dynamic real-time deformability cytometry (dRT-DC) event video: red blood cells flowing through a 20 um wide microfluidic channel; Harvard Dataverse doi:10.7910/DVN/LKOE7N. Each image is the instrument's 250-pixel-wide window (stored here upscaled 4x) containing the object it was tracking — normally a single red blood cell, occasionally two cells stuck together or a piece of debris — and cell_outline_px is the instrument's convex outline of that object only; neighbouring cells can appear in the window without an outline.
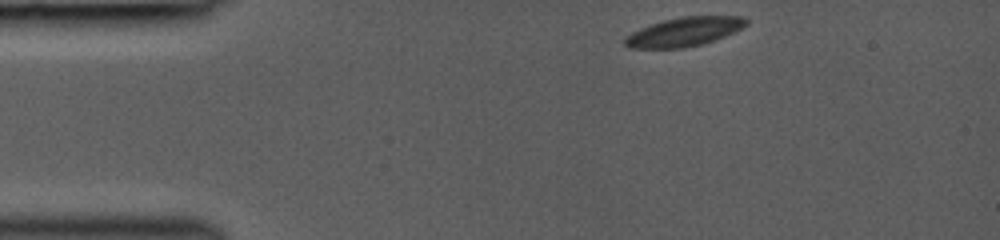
{"species": "common noctule bat (a hibernating species)", "species_latin": "Nyctalus noctula", "temperature_condition": "room temperature", "stored_images_in_passage": 14, "camera_frame_rate_fps": 3000, "um_per_image_px": 0.085, "animal": {"sex": "female", "body_mass_g": 19.0, "forearm_length_mm": 53.3}, "frame": {"image": 1, "passage_image": 1, "time_ms": 0.0, "image_size_px": [1000, 240], "cell_outline_px": [[748, 24], [724, 36], [700, 44], [684, 48], [628, 48], [624, 44], [624, 36], [640, 28], [664, 20], [684, 16], [744, 16], [748, 20]], "centroid_in_image_um": [58.12, 2.7], "position_along_channel_um": 26.9, "area_um2": 20.29}}
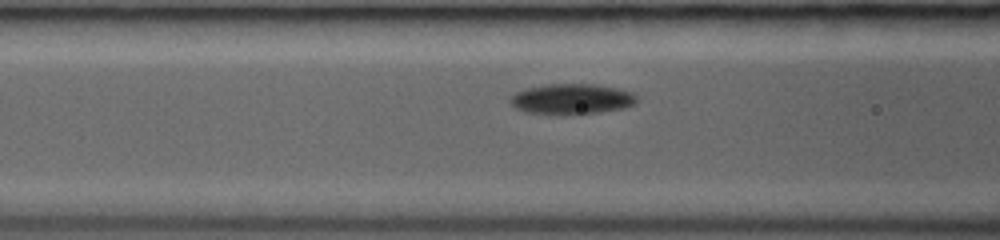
{"frame": {"image": 2, "passage_image": 10, "time_ms": 3.667, "image_size_px": [1000, 240], "cell_outline_px": [[636, 104], [624, 108], [600, 112], [564, 116], [560, 116], [524, 112], [516, 108], [508, 100], [508, 96], [524, 88], [544, 84], [592, 84], [616, 88], [632, 92], [636, 96]], "centroid_in_image_um": [48.53, 8.44], "position_along_channel_um": 118.1, "area_um2": 23.06}}
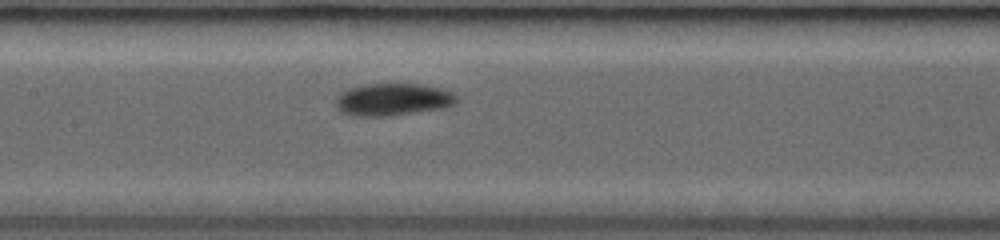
{"frame": {"image": 3, "passage_image": 14, "time_ms": 5.0, "image_size_px": [1000, 240], "cell_outline_px": [[460, 96], [452, 104], [444, 108], [384, 116], [352, 116], [340, 112], [336, 108], [336, 96], [340, 92], [348, 88], [360, 84], [424, 84], [444, 88]], "centroid_in_image_um": [33.36, 8.44], "position_along_channel_um": 174.0, "area_um2": 23.06}}